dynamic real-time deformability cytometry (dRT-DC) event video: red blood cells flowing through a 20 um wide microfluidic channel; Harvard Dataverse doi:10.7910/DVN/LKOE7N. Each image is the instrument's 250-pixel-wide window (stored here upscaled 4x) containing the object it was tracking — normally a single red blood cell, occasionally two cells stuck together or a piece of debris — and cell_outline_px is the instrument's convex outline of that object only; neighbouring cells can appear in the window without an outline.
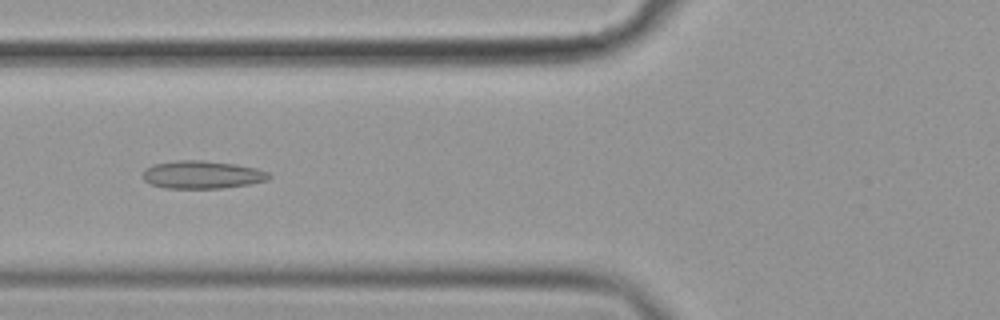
{"species": "common noctule bat (a hibernating species)", "species_latin": "Nyctalus noctula", "temperature_condition": "cold", "stored_images_in_passage": 56, "camera_frame_rate_fps": 3000, "um_per_image_px": 0.085, "animal": {"sex": "female", "body_mass_g": 19.9}, "frame": {"image": 1, "passage_image": 22, "time_ms": 7.0, "image_size_px": [1000, 320], "cell_outline_px": [[272, 176], [268, 180], [248, 184], [220, 188], [164, 188], [152, 184], [144, 180], [144, 168], [152, 164], [176, 160], [204, 160], [236, 164], [256, 168], [268, 172]], "centroid_in_image_um": [17.18, 14.84], "position_along_channel_um": 108.6, "area_um2": 20.52}}
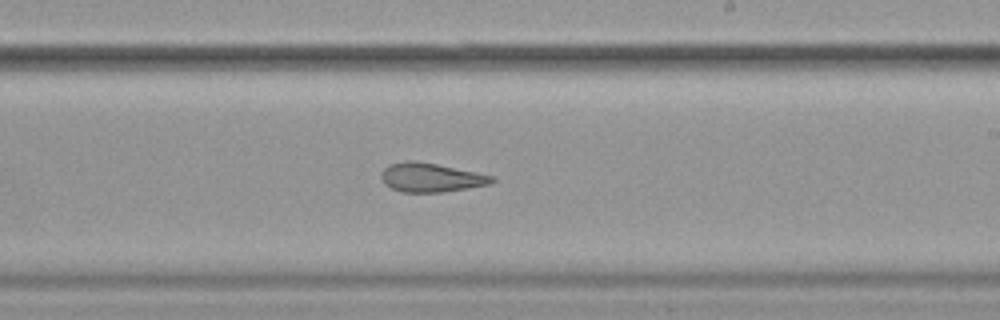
{"frame": {"image": 2, "passage_image": 34, "time_ms": 11.0, "image_size_px": [1000, 320], "cell_outline_px": [[496, 180], [492, 184], [444, 192], [400, 192], [384, 184], [380, 176], [384, 168], [388, 164], [408, 160], [412, 160], [436, 164], [476, 172], [492, 176]], "centroid_in_image_um": [36.61, 15.09], "position_along_channel_um": 252.4, "area_um2": 18.73}}
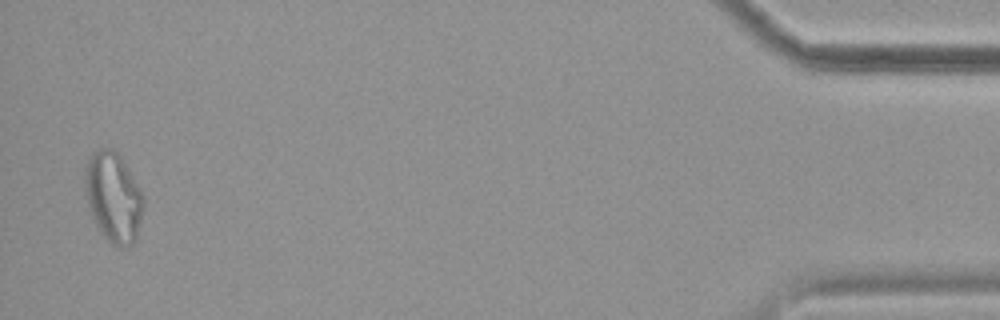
{"frame": {"image": 3, "passage_image": 55, "time_ms": 18.0, "image_size_px": [1000, 320], "cell_outline_px": [[144, 208], [136, 240], [128, 248], [120, 248], [112, 244], [104, 236], [96, 224], [92, 216], [88, 204], [84, 184], [84, 172], [88, 160], [92, 152], [100, 148], [112, 148], [120, 156], [140, 188], [144, 196]], "centroid_in_image_um": [9.65, 16.78], "position_along_channel_um": 425.5, "area_um2": 30.81}, "authors_computed_cell_mechanics": {"area_um2": 21.9062, "velocity_mm_per_s": 3.601, "shape_relaxation_time_tau1_ms": null, "shape_relaxation_time_tau2_ms": 2.9024, "deformation_change_tau1": null, "deformation_change_tau2": 0.0958}}